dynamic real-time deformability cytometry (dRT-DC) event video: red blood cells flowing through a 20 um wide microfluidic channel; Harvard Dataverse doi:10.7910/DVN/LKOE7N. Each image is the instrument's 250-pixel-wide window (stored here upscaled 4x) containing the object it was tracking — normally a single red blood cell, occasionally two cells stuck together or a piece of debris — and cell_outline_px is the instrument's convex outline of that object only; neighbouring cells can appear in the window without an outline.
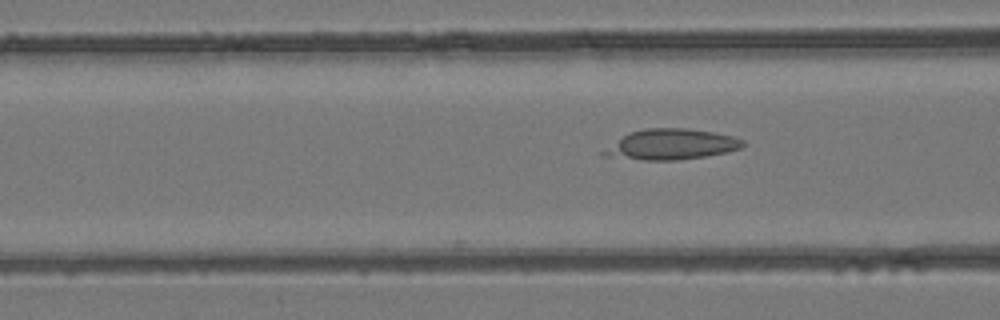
{"species": "common noctule bat (a hibernating species)", "species_latin": "Nyctalus noctula", "temperature_condition": "room temperature", "stored_images_in_passage": 6, "segment_of_instrument_passage": [2, 2], "camera_frame_rate_fps": 3000, "um_per_image_px": 0.085, "animal": {"sex": "female", "body_mass_g": 24.6, "forearm_length_mm": 56.2}, "frame": {"image": 1, "passage_image": 6, "time_ms": 6.667, "image_size_px": [1000, 320], "cell_outline_px": [[744, 144], [740, 148], [728, 152], [704, 156], [676, 160], [644, 160], [600, 156], [600, 152], [628, 132], [644, 128], [688, 128], [712, 132], [732, 136], [744, 140]], "centroid_in_image_um": [57.01, 12.27], "position_along_channel_um": 109.6, "area_um2": 24.8}}